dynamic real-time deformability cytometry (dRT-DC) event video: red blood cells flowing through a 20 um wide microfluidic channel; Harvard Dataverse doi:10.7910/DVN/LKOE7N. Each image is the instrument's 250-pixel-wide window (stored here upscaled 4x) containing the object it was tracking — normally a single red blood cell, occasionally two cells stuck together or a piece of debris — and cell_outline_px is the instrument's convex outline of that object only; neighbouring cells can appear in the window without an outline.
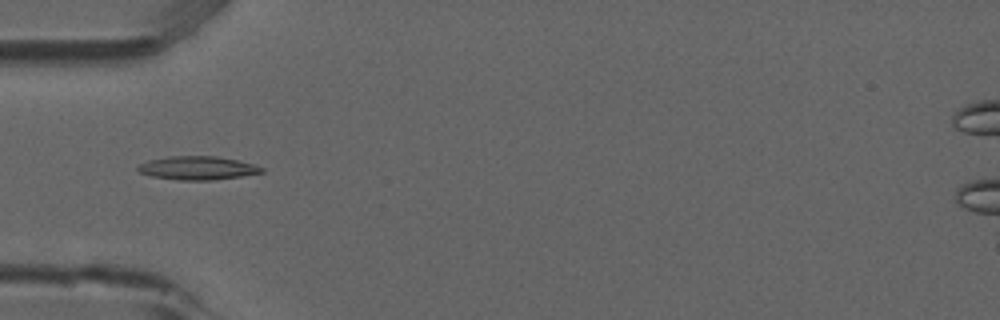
{"species": "common noctule bat (a hibernating species)", "species_latin": "Nyctalus noctula", "temperature_condition": "room temperature", "stored_images_in_passage": 7, "camera_frame_rate_fps": 3000, "um_per_image_px": 0.085, "animal": {"sex": "male", "forearm_length_mm": 52.5}, "frame": {"image": 1, "passage_image": 5, "time_ms": 1.333, "image_size_px": [1000, 320], "cell_outline_px": [[264, 172], [240, 176], [212, 180], [176, 180], [152, 176], [140, 172], [136, 168], [140, 164], [148, 160], [168, 156], [216, 156], [236, 160], [252, 164], [264, 168]], "centroid_in_image_um": [16.76, 14.28], "position_along_channel_um": 68.2, "area_um2": 16.82}}
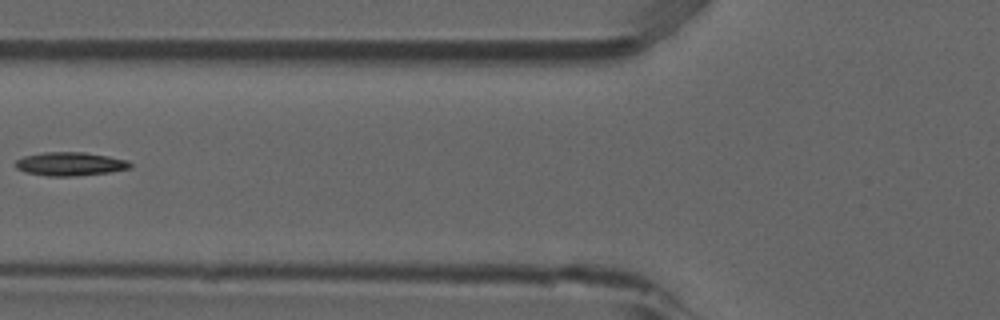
{"frame": {"image": 2, "passage_image": 6, "time_ms": 1.667, "image_size_px": [1000, 320], "cell_outline_px": [[132, 168], [108, 172], [76, 176], [48, 176], [24, 172], [16, 168], [16, 160], [24, 156], [44, 152], [84, 152], [108, 156], [128, 160], [132, 164]], "centroid_in_image_um": [5.97, 13.93], "position_along_channel_um": 119.8, "area_um2": 15.78}}
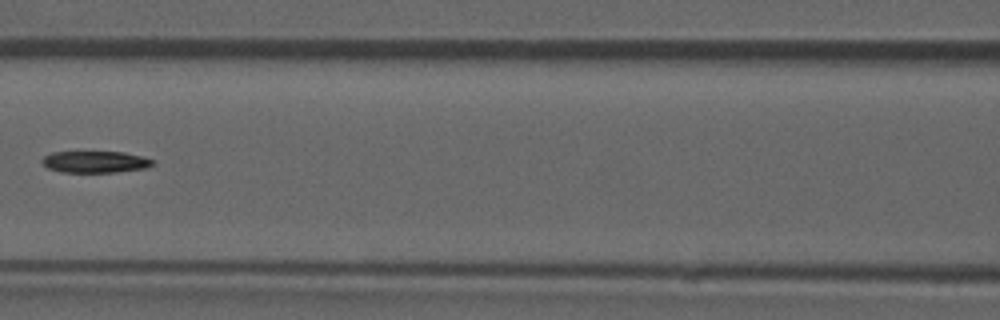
{"frame": {"image": 3, "passage_image": 7, "time_ms": 2.0, "image_size_px": [1000, 320], "cell_outline_px": [[156, 164], [148, 168], [116, 172], [60, 172], [48, 168], [40, 160], [44, 156], [52, 152], [124, 152], [140, 156], [152, 160]], "centroid_in_image_um": [8.1, 13.76], "position_along_channel_um": 158.5, "area_um2": 13.99}}